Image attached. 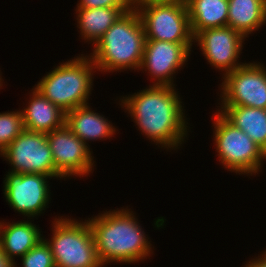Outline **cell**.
I'll list each match as a JSON object with an SVG mask.
<instances>
[{"label": "cell", "instance_id": "7a4b0ae2", "mask_svg": "<svg viewBox=\"0 0 266 267\" xmlns=\"http://www.w3.org/2000/svg\"><path fill=\"white\" fill-rule=\"evenodd\" d=\"M111 210L87 219L100 262L106 267L112 262L135 264L145 261L153 254L154 246L137 221L136 213L128 206Z\"/></svg>", "mask_w": 266, "mask_h": 267}, {"label": "cell", "instance_id": "ffe728a7", "mask_svg": "<svg viewBox=\"0 0 266 267\" xmlns=\"http://www.w3.org/2000/svg\"><path fill=\"white\" fill-rule=\"evenodd\" d=\"M265 3L266 0H228L227 26L249 38L264 26Z\"/></svg>", "mask_w": 266, "mask_h": 267}, {"label": "cell", "instance_id": "603a6c76", "mask_svg": "<svg viewBox=\"0 0 266 267\" xmlns=\"http://www.w3.org/2000/svg\"><path fill=\"white\" fill-rule=\"evenodd\" d=\"M135 0H78L76 8H124L127 12L134 8Z\"/></svg>", "mask_w": 266, "mask_h": 267}, {"label": "cell", "instance_id": "83f0119b", "mask_svg": "<svg viewBox=\"0 0 266 267\" xmlns=\"http://www.w3.org/2000/svg\"><path fill=\"white\" fill-rule=\"evenodd\" d=\"M2 73H1V70H0V89L2 88V86H3V82H4V80L2 79ZM3 81V82H2Z\"/></svg>", "mask_w": 266, "mask_h": 267}, {"label": "cell", "instance_id": "9a60e30c", "mask_svg": "<svg viewBox=\"0 0 266 267\" xmlns=\"http://www.w3.org/2000/svg\"><path fill=\"white\" fill-rule=\"evenodd\" d=\"M65 125L89 148V141L110 139L118 131L104 115L92 110L90 104L66 112Z\"/></svg>", "mask_w": 266, "mask_h": 267}, {"label": "cell", "instance_id": "ac0fdd59", "mask_svg": "<svg viewBox=\"0 0 266 267\" xmlns=\"http://www.w3.org/2000/svg\"><path fill=\"white\" fill-rule=\"evenodd\" d=\"M77 28L84 42H89L92 47L105 34V32L127 12L124 8H76Z\"/></svg>", "mask_w": 266, "mask_h": 267}, {"label": "cell", "instance_id": "d6986e66", "mask_svg": "<svg viewBox=\"0 0 266 267\" xmlns=\"http://www.w3.org/2000/svg\"><path fill=\"white\" fill-rule=\"evenodd\" d=\"M187 9L194 37L205 29L227 26L228 0H189Z\"/></svg>", "mask_w": 266, "mask_h": 267}, {"label": "cell", "instance_id": "8992f818", "mask_svg": "<svg viewBox=\"0 0 266 267\" xmlns=\"http://www.w3.org/2000/svg\"><path fill=\"white\" fill-rule=\"evenodd\" d=\"M212 115L214 149L223 168L239 175L256 176L261 172L264 152L246 133L231 124L219 111ZM257 173V174H256Z\"/></svg>", "mask_w": 266, "mask_h": 267}, {"label": "cell", "instance_id": "2e32d148", "mask_svg": "<svg viewBox=\"0 0 266 267\" xmlns=\"http://www.w3.org/2000/svg\"><path fill=\"white\" fill-rule=\"evenodd\" d=\"M31 219L5 222L0 221V248L15 263L16 257L24 256L33 248L43 235Z\"/></svg>", "mask_w": 266, "mask_h": 267}, {"label": "cell", "instance_id": "5bb4252c", "mask_svg": "<svg viewBox=\"0 0 266 267\" xmlns=\"http://www.w3.org/2000/svg\"><path fill=\"white\" fill-rule=\"evenodd\" d=\"M26 107L21 109L24 128L32 132L50 133L65 125L66 113L34 87Z\"/></svg>", "mask_w": 266, "mask_h": 267}, {"label": "cell", "instance_id": "9c48e42d", "mask_svg": "<svg viewBox=\"0 0 266 267\" xmlns=\"http://www.w3.org/2000/svg\"><path fill=\"white\" fill-rule=\"evenodd\" d=\"M5 175L3 194L8 205L27 219L41 216L51 201L48 179L52 177L10 170Z\"/></svg>", "mask_w": 266, "mask_h": 267}, {"label": "cell", "instance_id": "52a82bcc", "mask_svg": "<svg viewBox=\"0 0 266 267\" xmlns=\"http://www.w3.org/2000/svg\"><path fill=\"white\" fill-rule=\"evenodd\" d=\"M146 40L181 43L190 52L194 36L190 28L187 5L149 0H135Z\"/></svg>", "mask_w": 266, "mask_h": 267}, {"label": "cell", "instance_id": "30bf717a", "mask_svg": "<svg viewBox=\"0 0 266 267\" xmlns=\"http://www.w3.org/2000/svg\"><path fill=\"white\" fill-rule=\"evenodd\" d=\"M55 165V179L87 177L94 171L93 152L66 126L47 133Z\"/></svg>", "mask_w": 266, "mask_h": 267}, {"label": "cell", "instance_id": "8fae6325", "mask_svg": "<svg viewBox=\"0 0 266 267\" xmlns=\"http://www.w3.org/2000/svg\"><path fill=\"white\" fill-rule=\"evenodd\" d=\"M10 165V171L37 173L55 179V165L47 134L24 130L0 154Z\"/></svg>", "mask_w": 266, "mask_h": 267}, {"label": "cell", "instance_id": "4316f807", "mask_svg": "<svg viewBox=\"0 0 266 267\" xmlns=\"http://www.w3.org/2000/svg\"><path fill=\"white\" fill-rule=\"evenodd\" d=\"M263 24H266V3H265V7H264V18H263Z\"/></svg>", "mask_w": 266, "mask_h": 267}, {"label": "cell", "instance_id": "cb8c5ba5", "mask_svg": "<svg viewBox=\"0 0 266 267\" xmlns=\"http://www.w3.org/2000/svg\"><path fill=\"white\" fill-rule=\"evenodd\" d=\"M243 267H266V256L261 253L257 257L255 256L253 259L248 260Z\"/></svg>", "mask_w": 266, "mask_h": 267}, {"label": "cell", "instance_id": "3957f363", "mask_svg": "<svg viewBox=\"0 0 266 267\" xmlns=\"http://www.w3.org/2000/svg\"><path fill=\"white\" fill-rule=\"evenodd\" d=\"M145 40L144 27L134 7L123 13L105 32L89 56L101 73H121L127 69L139 72Z\"/></svg>", "mask_w": 266, "mask_h": 267}, {"label": "cell", "instance_id": "44dd1931", "mask_svg": "<svg viewBox=\"0 0 266 267\" xmlns=\"http://www.w3.org/2000/svg\"><path fill=\"white\" fill-rule=\"evenodd\" d=\"M25 130L22 113L8 111L0 113V154Z\"/></svg>", "mask_w": 266, "mask_h": 267}, {"label": "cell", "instance_id": "484cf974", "mask_svg": "<svg viewBox=\"0 0 266 267\" xmlns=\"http://www.w3.org/2000/svg\"><path fill=\"white\" fill-rule=\"evenodd\" d=\"M149 1L178 3V4H182V5H187L189 2V0H149Z\"/></svg>", "mask_w": 266, "mask_h": 267}, {"label": "cell", "instance_id": "ba28073f", "mask_svg": "<svg viewBox=\"0 0 266 267\" xmlns=\"http://www.w3.org/2000/svg\"><path fill=\"white\" fill-rule=\"evenodd\" d=\"M221 78L220 106L266 109V67L263 63L246 62Z\"/></svg>", "mask_w": 266, "mask_h": 267}, {"label": "cell", "instance_id": "5b68a950", "mask_svg": "<svg viewBox=\"0 0 266 267\" xmlns=\"http://www.w3.org/2000/svg\"><path fill=\"white\" fill-rule=\"evenodd\" d=\"M52 221L49 244L56 267H104L97 255L95 240L88 221L65 216Z\"/></svg>", "mask_w": 266, "mask_h": 267}, {"label": "cell", "instance_id": "277c9868", "mask_svg": "<svg viewBox=\"0 0 266 267\" xmlns=\"http://www.w3.org/2000/svg\"><path fill=\"white\" fill-rule=\"evenodd\" d=\"M96 66L89 55L59 63L33 87L65 113L89 104Z\"/></svg>", "mask_w": 266, "mask_h": 267}, {"label": "cell", "instance_id": "6da1fadb", "mask_svg": "<svg viewBox=\"0 0 266 267\" xmlns=\"http://www.w3.org/2000/svg\"><path fill=\"white\" fill-rule=\"evenodd\" d=\"M176 90L172 86L149 84L137 93L120 96L118 102L141 134L166 151L180 149L188 139V118Z\"/></svg>", "mask_w": 266, "mask_h": 267}, {"label": "cell", "instance_id": "e0dca14e", "mask_svg": "<svg viewBox=\"0 0 266 267\" xmlns=\"http://www.w3.org/2000/svg\"><path fill=\"white\" fill-rule=\"evenodd\" d=\"M231 124L239 128L266 152V109L247 106H217Z\"/></svg>", "mask_w": 266, "mask_h": 267}, {"label": "cell", "instance_id": "d4e9b609", "mask_svg": "<svg viewBox=\"0 0 266 267\" xmlns=\"http://www.w3.org/2000/svg\"><path fill=\"white\" fill-rule=\"evenodd\" d=\"M0 267H17V263L13 262L0 248Z\"/></svg>", "mask_w": 266, "mask_h": 267}, {"label": "cell", "instance_id": "7c38bea8", "mask_svg": "<svg viewBox=\"0 0 266 267\" xmlns=\"http://www.w3.org/2000/svg\"><path fill=\"white\" fill-rule=\"evenodd\" d=\"M245 39L231 27L222 26L200 31L194 37V45L197 43L208 64L218 71L221 70L224 76L246 63L239 62L238 59Z\"/></svg>", "mask_w": 266, "mask_h": 267}, {"label": "cell", "instance_id": "7402d4cb", "mask_svg": "<svg viewBox=\"0 0 266 267\" xmlns=\"http://www.w3.org/2000/svg\"><path fill=\"white\" fill-rule=\"evenodd\" d=\"M20 258L22 267H56L51 248L44 238Z\"/></svg>", "mask_w": 266, "mask_h": 267}, {"label": "cell", "instance_id": "4fadbf2b", "mask_svg": "<svg viewBox=\"0 0 266 267\" xmlns=\"http://www.w3.org/2000/svg\"><path fill=\"white\" fill-rule=\"evenodd\" d=\"M190 55L191 52L181 43L145 40L139 71L148 72L146 75L154 80L152 85L176 87L175 74L184 68Z\"/></svg>", "mask_w": 266, "mask_h": 267}]
</instances>
